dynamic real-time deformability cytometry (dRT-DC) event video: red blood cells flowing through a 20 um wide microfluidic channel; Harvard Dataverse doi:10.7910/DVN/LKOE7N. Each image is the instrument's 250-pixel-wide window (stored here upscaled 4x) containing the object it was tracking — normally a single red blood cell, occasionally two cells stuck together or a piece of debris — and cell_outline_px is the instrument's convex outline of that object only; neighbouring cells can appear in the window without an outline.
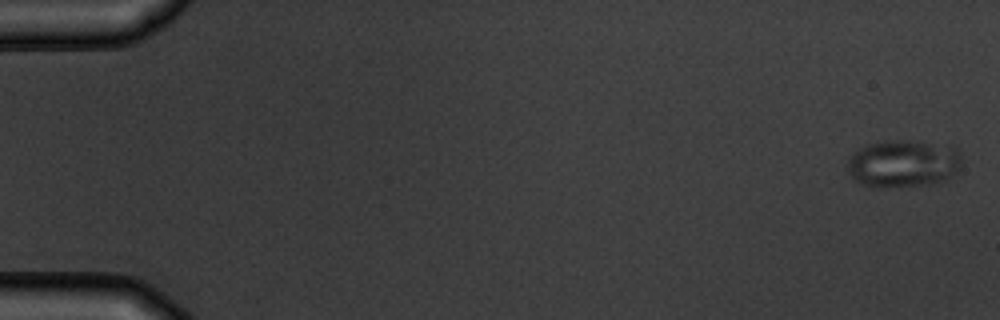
{"species": "common noctule bat (a hibernating species)", "species_latin": "Nyctalus noctula", "temperature_condition": "warm", "stored_images_in_passage": 3, "camera_frame_rate_fps": 3000, "um_per_image_px": 0.085, "animal": {"sex": "male", "body_mass_g": 19.5, "forearm_length_mm": 54.6}, "frame": {"image": 1, "passage_image": 1, "time_ms": 0.0, "image_size_px": [1000, 320], "cell_outline_px": [[960, 168], [944, 180], [932, 184], [864, 184], [856, 180], [848, 172], [848, 160], [860, 148], [868, 144], [896, 140], [908, 140], [948, 144], [956, 148], [960, 152]], "centroid_in_image_um": [76.85, 13.83], "position_along_channel_um": 8.2, "area_um2": 30.52}}